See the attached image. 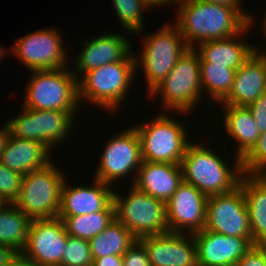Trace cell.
<instances>
[{
    "label": "cell",
    "mask_w": 266,
    "mask_h": 266,
    "mask_svg": "<svg viewBox=\"0 0 266 266\" xmlns=\"http://www.w3.org/2000/svg\"><path fill=\"white\" fill-rule=\"evenodd\" d=\"M199 266H236L254 245L252 237L225 236L201 230L193 234Z\"/></svg>",
    "instance_id": "e0dca14e"
},
{
    "label": "cell",
    "mask_w": 266,
    "mask_h": 266,
    "mask_svg": "<svg viewBox=\"0 0 266 266\" xmlns=\"http://www.w3.org/2000/svg\"><path fill=\"white\" fill-rule=\"evenodd\" d=\"M204 2L215 3V4H222V5H229L232 7H240L241 0H201Z\"/></svg>",
    "instance_id": "60d3db41"
},
{
    "label": "cell",
    "mask_w": 266,
    "mask_h": 266,
    "mask_svg": "<svg viewBox=\"0 0 266 266\" xmlns=\"http://www.w3.org/2000/svg\"><path fill=\"white\" fill-rule=\"evenodd\" d=\"M204 229L225 236L252 237L245 195L240 186L229 193L207 198Z\"/></svg>",
    "instance_id": "7c38bea8"
},
{
    "label": "cell",
    "mask_w": 266,
    "mask_h": 266,
    "mask_svg": "<svg viewBox=\"0 0 266 266\" xmlns=\"http://www.w3.org/2000/svg\"><path fill=\"white\" fill-rule=\"evenodd\" d=\"M260 134L266 131V92L248 106Z\"/></svg>",
    "instance_id": "d590c367"
},
{
    "label": "cell",
    "mask_w": 266,
    "mask_h": 266,
    "mask_svg": "<svg viewBox=\"0 0 266 266\" xmlns=\"http://www.w3.org/2000/svg\"><path fill=\"white\" fill-rule=\"evenodd\" d=\"M128 40L121 33H103V35L84 42L82 52L76 58L70 60L76 66L74 70L72 69V73L77 78L80 77L77 75L79 72L81 73L79 75H82V73L84 74L108 63L124 60L133 50Z\"/></svg>",
    "instance_id": "ac0fdd59"
},
{
    "label": "cell",
    "mask_w": 266,
    "mask_h": 266,
    "mask_svg": "<svg viewBox=\"0 0 266 266\" xmlns=\"http://www.w3.org/2000/svg\"><path fill=\"white\" fill-rule=\"evenodd\" d=\"M265 19L263 20V29H264V34H265V36H266V14H265ZM266 38V37H265Z\"/></svg>",
    "instance_id": "bcb514c9"
},
{
    "label": "cell",
    "mask_w": 266,
    "mask_h": 266,
    "mask_svg": "<svg viewBox=\"0 0 266 266\" xmlns=\"http://www.w3.org/2000/svg\"><path fill=\"white\" fill-rule=\"evenodd\" d=\"M182 181L181 165L143 161L133 185L166 203Z\"/></svg>",
    "instance_id": "7402d4cb"
},
{
    "label": "cell",
    "mask_w": 266,
    "mask_h": 266,
    "mask_svg": "<svg viewBox=\"0 0 266 266\" xmlns=\"http://www.w3.org/2000/svg\"><path fill=\"white\" fill-rule=\"evenodd\" d=\"M200 55L189 47L174 65L166 78L150 93V97L160 95L164 108L181 115L192 113L202 98Z\"/></svg>",
    "instance_id": "277c9868"
},
{
    "label": "cell",
    "mask_w": 266,
    "mask_h": 266,
    "mask_svg": "<svg viewBox=\"0 0 266 266\" xmlns=\"http://www.w3.org/2000/svg\"><path fill=\"white\" fill-rule=\"evenodd\" d=\"M123 266H150L145 247L137 240L123 255Z\"/></svg>",
    "instance_id": "836d02e7"
},
{
    "label": "cell",
    "mask_w": 266,
    "mask_h": 266,
    "mask_svg": "<svg viewBox=\"0 0 266 266\" xmlns=\"http://www.w3.org/2000/svg\"><path fill=\"white\" fill-rule=\"evenodd\" d=\"M243 174L266 175V131L261 133L253 148L241 159Z\"/></svg>",
    "instance_id": "1f68e13d"
},
{
    "label": "cell",
    "mask_w": 266,
    "mask_h": 266,
    "mask_svg": "<svg viewBox=\"0 0 266 266\" xmlns=\"http://www.w3.org/2000/svg\"><path fill=\"white\" fill-rule=\"evenodd\" d=\"M53 163L23 175L21 191L14 204L31 220L52 219L58 215L66 177Z\"/></svg>",
    "instance_id": "52a82bcc"
},
{
    "label": "cell",
    "mask_w": 266,
    "mask_h": 266,
    "mask_svg": "<svg viewBox=\"0 0 266 266\" xmlns=\"http://www.w3.org/2000/svg\"><path fill=\"white\" fill-rule=\"evenodd\" d=\"M160 113L153 120L134 125L140 139L143 161L181 164L187 146V131L182 123Z\"/></svg>",
    "instance_id": "8992f818"
},
{
    "label": "cell",
    "mask_w": 266,
    "mask_h": 266,
    "mask_svg": "<svg viewBox=\"0 0 266 266\" xmlns=\"http://www.w3.org/2000/svg\"><path fill=\"white\" fill-rule=\"evenodd\" d=\"M7 203L3 200V198L0 196V210L6 205Z\"/></svg>",
    "instance_id": "f6af8a7d"
},
{
    "label": "cell",
    "mask_w": 266,
    "mask_h": 266,
    "mask_svg": "<svg viewBox=\"0 0 266 266\" xmlns=\"http://www.w3.org/2000/svg\"><path fill=\"white\" fill-rule=\"evenodd\" d=\"M60 266H93L88 240L68 235Z\"/></svg>",
    "instance_id": "4dcf8cb0"
},
{
    "label": "cell",
    "mask_w": 266,
    "mask_h": 266,
    "mask_svg": "<svg viewBox=\"0 0 266 266\" xmlns=\"http://www.w3.org/2000/svg\"><path fill=\"white\" fill-rule=\"evenodd\" d=\"M67 68L32 71L23 107L73 112L76 115L77 109H80L78 79Z\"/></svg>",
    "instance_id": "5b68a950"
},
{
    "label": "cell",
    "mask_w": 266,
    "mask_h": 266,
    "mask_svg": "<svg viewBox=\"0 0 266 266\" xmlns=\"http://www.w3.org/2000/svg\"><path fill=\"white\" fill-rule=\"evenodd\" d=\"M223 124L230 137L240 142L236 155L242 159L255 145L260 136L259 129L248 107L223 105Z\"/></svg>",
    "instance_id": "d4e9b609"
},
{
    "label": "cell",
    "mask_w": 266,
    "mask_h": 266,
    "mask_svg": "<svg viewBox=\"0 0 266 266\" xmlns=\"http://www.w3.org/2000/svg\"><path fill=\"white\" fill-rule=\"evenodd\" d=\"M57 217L63 220L68 235L89 241L101 233L116 219L115 205L114 202H112L104 211L83 216Z\"/></svg>",
    "instance_id": "83f0119b"
},
{
    "label": "cell",
    "mask_w": 266,
    "mask_h": 266,
    "mask_svg": "<svg viewBox=\"0 0 266 266\" xmlns=\"http://www.w3.org/2000/svg\"><path fill=\"white\" fill-rule=\"evenodd\" d=\"M94 178L106 184L126 178L130 172L134 183L143 162L140 139L134 126L124 129L106 142ZM135 170V172H134Z\"/></svg>",
    "instance_id": "8fae6325"
},
{
    "label": "cell",
    "mask_w": 266,
    "mask_h": 266,
    "mask_svg": "<svg viewBox=\"0 0 266 266\" xmlns=\"http://www.w3.org/2000/svg\"><path fill=\"white\" fill-rule=\"evenodd\" d=\"M147 2L153 7H162V6H166L168 4H178L180 2V0H147Z\"/></svg>",
    "instance_id": "b9f144b4"
},
{
    "label": "cell",
    "mask_w": 266,
    "mask_h": 266,
    "mask_svg": "<svg viewBox=\"0 0 266 266\" xmlns=\"http://www.w3.org/2000/svg\"><path fill=\"white\" fill-rule=\"evenodd\" d=\"M137 238L117 219H115L101 233L89 240L93 258L109 255L122 256Z\"/></svg>",
    "instance_id": "4316f807"
},
{
    "label": "cell",
    "mask_w": 266,
    "mask_h": 266,
    "mask_svg": "<svg viewBox=\"0 0 266 266\" xmlns=\"http://www.w3.org/2000/svg\"><path fill=\"white\" fill-rule=\"evenodd\" d=\"M233 168L203 144L190 143L181 161L183 181L194 185L207 197L225 194L239 186L243 175L241 159ZM232 168V169H231Z\"/></svg>",
    "instance_id": "7a4b0ae2"
},
{
    "label": "cell",
    "mask_w": 266,
    "mask_h": 266,
    "mask_svg": "<svg viewBox=\"0 0 266 266\" xmlns=\"http://www.w3.org/2000/svg\"><path fill=\"white\" fill-rule=\"evenodd\" d=\"M239 186L245 195L253 244L266 245V175L243 174Z\"/></svg>",
    "instance_id": "cb8c5ba5"
},
{
    "label": "cell",
    "mask_w": 266,
    "mask_h": 266,
    "mask_svg": "<svg viewBox=\"0 0 266 266\" xmlns=\"http://www.w3.org/2000/svg\"><path fill=\"white\" fill-rule=\"evenodd\" d=\"M137 240L145 247L150 266H199L193 234L167 232Z\"/></svg>",
    "instance_id": "2e32d148"
},
{
    "label": "cell",
    "mask_w": 266,
    "mask_h": 266,
    "mask_svg": "<svg viewBox=\"0 0 266 266\" xmlns=\"http://www.w3.org/2000/svg\"><path fill=\"white\" fill-rule=\"evenodd\" d=\"M200 72L202 92L206 90L213 101L221 103L231 91L235 70L225 65L200 63Z\"/></svg>",
    "instance_id": "f1b7e54d"
},
{
    "label": "cell",
    "mask_w": 266,
    "mask_h": 266,
    "mask_svg": "<svg viewBox=\"0 0 266 266\" xmlns=\"http://www.w3.org/2000/svg\"><path fill=\"white\" fill-rule=\"evenodd\" d=\"M266 92V60L253 53L236 71L229 95L221 105L248 107Z\"/></svg>",
    "instance_id": "ffe728a7"
},
{
    "label": "cell",
    "mask_w": 266,
    "mask_h": 266,
    "mask_svg": "<svg viewBox=\"0 0 266 266\" xmlns=\"http://www.w3.org/2000/svg\"><path fill=\"white\" fill-rule=\"evenodd\" d=\"M0 129V155L2 151L4 150L5 144L10 136L9 128L7 123L4 124V126L1 127Z\"/></svg>",
    "instance_id": "ab89813d"
},
{
    "label": "cell",
    "mask_w": 266,
    "mask_h": 266,
    "mask_svg": "<svg viewBox=\"0 0 266 266\" xmlns=\"http://www.w3.org/2000/svg\"><path fill=\"white\" fill-rule=\"evenodd\" d=\"M61 39L57 29L36 30L16 40L11 50L30 71L66 68L70 61Z\"/></svg>",
    "instance_id": "4fadbf2b"
},
{
    "label": "cell",
    "mask_w": 266,
    "mask_h": 266,
    "mask_svg": "<svg viewBox=\"0 0 266 266\" xmlns=\"http://www.w3.org/2000/svg\"><path fill=\"white\" fill-rule=\"evenodd\" d=\"M31 221L14 203L6 204L0 210V243L20 254L27 243Z\"/></svg>",
    "instance_id": "484cf974"
},
{
    "label": "cell",
    "mask_w": 266,
    "mask_h": 266,
    "mask_svg": "<svg viewBox=\"0 0 266 266\" xmlns=\"http://www.w3.org/2000/svg\"><path fill=\"white\" fill-rule=\"evenodd\" d=\"M93 266H123V257L109 255L102 258H93Z\"/></svg>",
    "instance_id": "8d00e7d4"
},
{
    "label": "cell",
    "mask_w": 266,
    "mask_h": 266,
    "mask_svg": "<svg viewBox=\"0 0 266 266\" xmlns=\"http://www.w3.org/2000/svg\"><path fill=\"white\" fill-rule=\"evenodd\" d=\"M128 191L127 197H122L114 189L116 219L137 239L169 232L166 203L139 190L133 184Z\"/></svg>",
    "instance_id": "ba28073f"
},
{
    "label": "cell",
    "mask_w": 266,
    "mask_h": 266,
    "mask_svg": "<svg viewBox=\"0 0 266 266\" xmlns=\"http://www.w3.org/2000/svg\"><path fill=\"white\" fill-rule=\"evenodd\" d=\"M17 254L18 253L8 245L0 243V266H8Z\"/></svg>",
    "instance_id": "74e56055"
},
{
    "label": "cell",
    "mask_w": 266,
    "mask_h": 266,
    "mask_svg": "<svg viewBox=\"0 0 266 266\" xmlns=\"http://www.w3.org/2000/svg\"><path fill=\"white\" fill-rule=\"evenodd\" d=\"M249 16L248 24L238 33L228 38L209 40L195 47L200 55V63H212V65H225L235 71L253 55L254 47L244 43L240 39L241 34L249 31L253 25V18Z\"/></svg>",
    "instance_id": "44dd1931"
},
{
    "label": "cell",
    "mask_w": 266,
    "mask_h": 266,
    "mask_svg": "<svg viewBox=\"0 0 266 266\" xmlns=\"http://www.w3.org/2000/svg\"><path fill=\"white\" fill-rule=\"evenodd\" d=\"M8 266H39L38 264L25 259L21 254H17V256L10 262Z\"/></svg>",
    "instance_id": "f35d334b"
},
{
    "label": "cell",
    "mask_w": 266,
    "mask_h": 266,
    "mask_svg": "<svg viewBox=\"0 0 266 266\" xmlns=\"http://www.w3.org/2000/svg\"><path fill=\"white\" fill-rule=\"evenodd\" d=\"M67 237L59 217L32 220L27 243L20 254L39 266H60Z\"/></svg>",
    "instance_id": "5bb4252c"
},
{
    "label": "cell",
    "mask_w": 266,
    "mask_h": 266,
    "mask_svg": "<svg viewBox=\"0 0 266 266\" xmlns=\"http://www.w3.org/2000/svg\"><path fill=\"white\" fill-rule=\"evenodd\" d=\"M132 53L120 62L108 63L77 78L80 103L86 100L109 112L120 109L138 71Z\"/></svg>",
    "instance_id": "3957f363"
},
{
    "label": "cell",
    "mask_w": 266,
    "mask_h": 266,
    "mask_svg": "<svg viewBox=\"0 0 266 266\" xmlns=\"http://www.w3.org/2000/svg\"><path fill=\"white\" fill-rule=\"evenodd\" d=\"M136 66H141L147 81V93L158 86L172 71L179 57L189 48L176 25L166 23L151 35L144 37ZM144 47V48H143Z\"/></svg>",
    "instance_id": "9c48e42d"
},
{
    "label": "cell",
    "mask_w": 266,
    "mask_h": 266,
    "mask_svg": "<svg viewBox=\"0 0 266 266\" xmlns=\"http://www.w3.org/2000/svg\"><path fill=\"white\" fill-rule=\"evenodd\" d=\"M258 48L259 47H257V46L254 47L255 53L261 54V56L266 60V50L264 52L263 51L260 52V50Z\"/></svg>",
    "instance_id": "7bdbcfd3"
},
{
    "label": "cell",
    "mask_w": 266,
    "mask_h": 266,
    "mask_svg": "<svg viewBox=\"0 0 266 266\" xmlns=\"http://www.w3.org/2000/svg\"><path fill=\"white\" fill-rule=\"evenodd\" d=\"M177 5V21L174 24L191 48L205 41L238 34L248 24L250 16L241 7L201 0H180Z\"/></svg>",
    "instance_id": "6da1fadb"
},
{
    "label": "cell",
    "mask_w": 266,
    "mask_h": 266,
    "mask_svg": "<svg viewBox=\"0 0 266 266\" xmlns=\"http://www.w3.org/2000/svg\"><path fill=\"white\" fill-rule=\"evenodd\" d=\"M50 152L51 150L39 141L9 136L0 155V162L7 168L26 175L51 163Z\"/></svg>",
    "instance_id": "603a6c76"
},
{
    "label": "cell",
    "mask_w": 266,
    "mask_h": 266,
    "mask_svg": "<svg viewBox=\"0 0 266 266\" xmlns=\"http://www.w3.org/2000/svg\"><path fill=\"white\" fill-rule=\"evenodd\" d=\"M7 54V51H5V48L2 46L0 47V60H2L4 55Z\"/></svg>",
    "instance_id": "ee69618b"
},
{
    "label": "cell",
    "mask_w": 266,
    "mask_h": 266,
    "mask_svg": "<svg viewBox=\"0 0 266 266\" xmlns=\"http://www.w3.org/2000/svg\"><path fill=\"white\" fill-rule=\"evenodd\" d=\"M207 198L194 185L182 181L166 202L169 232L194 234L203 230Z\"/></svg>",
    "instance_id": "9a60e30c"
},
{
    "label": "cell",
    "mask_w": 266,
    "mask_h": 266,
    "mask_svg": "<svg viewBox=\"0 0 266 266\" xmlns=\"http://www.w3.org/2000/svg\"><path fill=\"white\" fill-rule=\"evenodd\" d=\"M23 175L0 162V196L7 204L14 203L20 194Z\"/></svg>",
    "instance_id": "d6a6232c"
},
{
    "label": "cell",
    "mask_w": 266,
    "mask_h": 266,
    "mask_svg": "<svg viewBox=\"0 0 266 266\" xmlns=\"http://www.w3.org/2000/svg\"><path fill=\"white\" fill-rule=\"evenodd\" d=\"M236 266H266V245L254 244Z\"/></svg>",
    "instance_id": "e575fe53"
},
{
    "label": "cell",
    "mask_w": 266,
    "mask_h": 266,
    "mask_svg": "<svg viewBox=\"0 0 266 266\" xmlns=\"http://www.w3.org/2000/svg\"><path fill=\"white\" fill-rule=\"evenodd\" d=\"M122 28L131 34H140L144 29L143 11L153 8L147 0H112Z\"/></svg>",
    "instance_id": "f546056e"
},
{
    "label": "cell",
    "mask_w": 266,
    "mask_h": 266,
    "mask_svg": "<svg viewBox=\"0 0 266 266\" xmlns=\"http://www.w3.org/2000/svg\"><path fill=\"white\" fill-rule=\"evenodd\" d=\"M93 179L92 186L88 187L83 185L71 187L65 180L57 216H83L104 211L113 202L114 189H111L113 185Z\"/></svg>",
    "instance_id": "d6986e66"
},
{
    "label": "cell",
    "mask_w": 266,
    "mask_h": 266,
    "mask_svg": "<svg viewBox=\"0 0 266 266\" xmlns=\"http://www.w3.org/2000/svg\"><path fill=\"white\" fill-rule=\"evenodd\" d=\"M22 109L21 114L6 122L10 136L39 141L51 151L54 145L69 137L75 122L73 118L76 117L73 112Z\"/></svg>",
    "instance_id": "30bf717a"
}]
</instances>
